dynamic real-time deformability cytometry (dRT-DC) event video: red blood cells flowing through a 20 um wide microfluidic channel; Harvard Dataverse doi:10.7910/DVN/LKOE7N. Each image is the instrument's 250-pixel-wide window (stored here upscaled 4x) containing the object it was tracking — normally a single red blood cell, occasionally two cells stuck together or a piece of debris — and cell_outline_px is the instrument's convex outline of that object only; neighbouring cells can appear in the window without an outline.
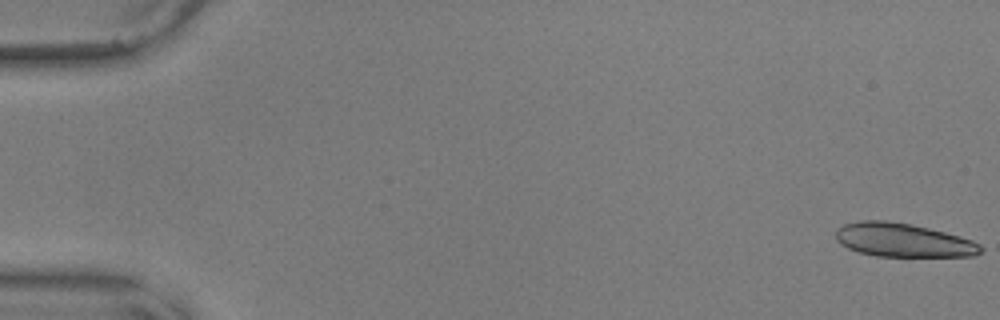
{"species": "common noctule bat (a hibernating species)", "species_latin": "Nyctalus noctula", "temperature_condition": "warm", "stored_images_in_passage": 13, "camera_frame_rate_fps": 3000, "um_per_image_px": 0.085, "animal": {"sex": "male", "body_mass_g": 17.9, "forearm_length_mm": 54.2}, "frame": {"image": 1, "passage_image": 1, "time_ms": 0.0, "image_size_px": [1000, 320], "cell_outline_px": [[984, 252], [972, 256], [876, 256], [860, 252], [848, 248], [840, 244], [836, 240], [836, 228], [844, 224], [860, 220], [884, 220], [912, 224], [960, 236], [972, 240], [980, 244], [984, 248]], "centroid_in_image_um": [76.77, 20.41], "position_along_channel_um": 8.2, "area_um2": 28.55}}